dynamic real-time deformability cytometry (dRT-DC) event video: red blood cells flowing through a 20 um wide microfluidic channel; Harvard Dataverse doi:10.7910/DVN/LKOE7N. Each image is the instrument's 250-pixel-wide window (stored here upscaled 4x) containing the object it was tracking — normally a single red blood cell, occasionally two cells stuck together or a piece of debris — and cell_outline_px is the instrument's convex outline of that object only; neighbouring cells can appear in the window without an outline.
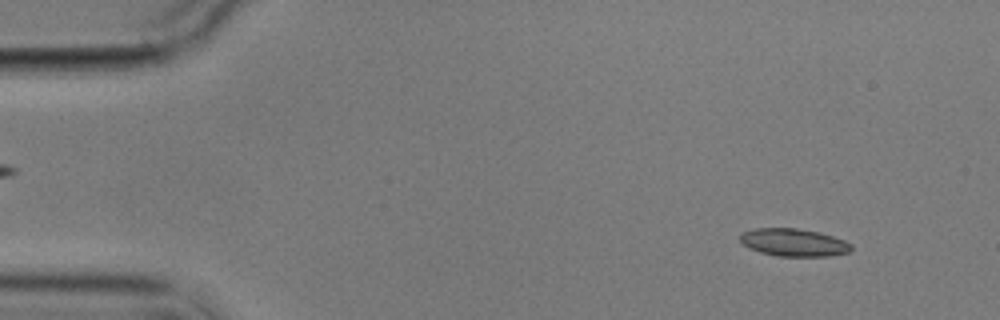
{"species": "common noctule bat (a hibernating species)", "species_latin": "Nyctalus noctula", "temperature_condition": "cold", "stored_images_in_passage": 5, "camera_frame_rate_fps": 3000, "um_per_image_px": 0.085, "animal": {"sex": "male", "body_mass_g": 17.9}, "frame": {"image": 1, "passage_image": 2, "time_ms": 1.0, "image_size_px": [1000, 320], "cell_outline_px": [[852, 248], [848, 252], [832, 256], [776, 256], [760, 252], [744, 244], [740, 240], [740, 232], [756, 228], [796, 228], [820, 232], [844, 240], [852, 244]], "centroid_in_image_um": [67.48, 20.6], "position_along_channel_um": 17.5, "area_um2": 17.92}}
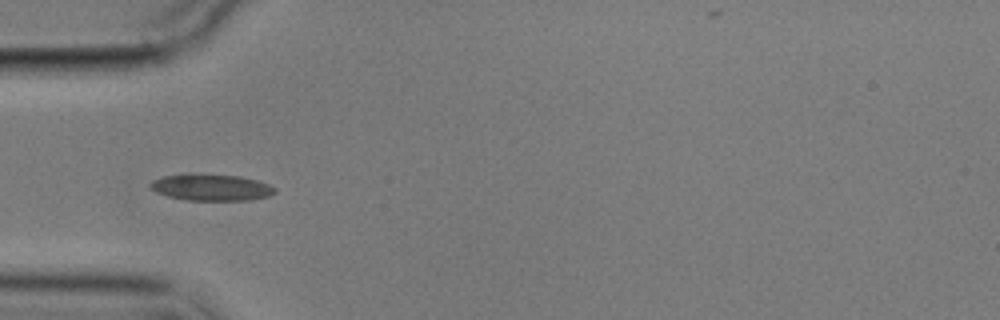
{"frame": {"image": 2, "passage_image": 5, "time_ms": 5.0, "image_size_px": [1000, 320], "cell_outline_px": [[276, 192], [268, 196], [248, 200], [188, 200], [168, 196], [156, 192], [148, 184], [152, 180], [164, 176], [188, 172], [192, 172], [240, 176], [256, 180], [268, 184], [276, 188]], "centroid_in_image_um": [17.92, 15.9], "position_along_channel_um": 67.1, "area_um2": 19.54}}